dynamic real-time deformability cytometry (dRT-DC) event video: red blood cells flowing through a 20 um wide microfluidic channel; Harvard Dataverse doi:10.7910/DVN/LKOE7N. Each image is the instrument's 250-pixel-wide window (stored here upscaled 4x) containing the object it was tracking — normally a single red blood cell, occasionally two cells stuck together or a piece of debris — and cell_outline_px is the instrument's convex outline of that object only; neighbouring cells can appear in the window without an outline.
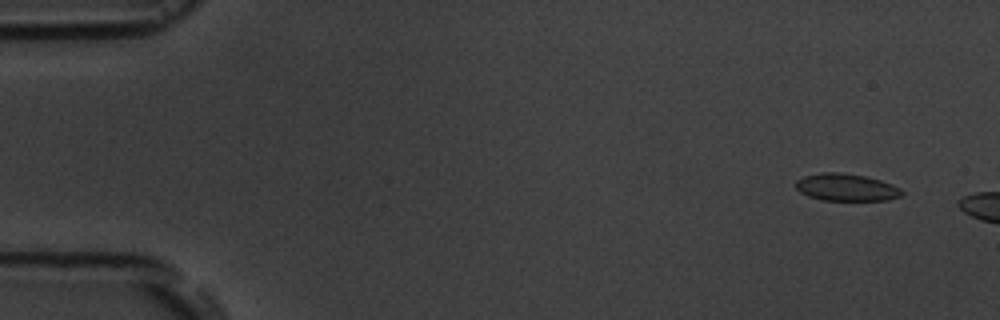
{"species": "common noctule bat (a hibernating species)", "species_latin": "Nyctalus noctula", "temperature_condition": "room temperature", "stored_images_in_passage": 3, "camera_frame_rate_fps": 3000, "um_per_image_px": 0.085, "animal": {"sex": "male", "body_mass_g": 19.5, "forearm_length_mm": 54.6}, "frame": {"image": 1, "passage_image": 2, "time_ms": 1.0, "image_size_px": [1000, 320], "cell_outline_px": [[904, 192], [900, 196], [888, 200], [820, 200], [808, 196], [800, 192], [796, 188], [796, 180], [804, 176], [820, 172], [840, 172], [864, 176], [880, 180], [892, 184], [900, 188]], "centroid_in_image_um": [71.92, 15.92], "position_along_channel_um": 13.1, "area_um2": 16.88}}